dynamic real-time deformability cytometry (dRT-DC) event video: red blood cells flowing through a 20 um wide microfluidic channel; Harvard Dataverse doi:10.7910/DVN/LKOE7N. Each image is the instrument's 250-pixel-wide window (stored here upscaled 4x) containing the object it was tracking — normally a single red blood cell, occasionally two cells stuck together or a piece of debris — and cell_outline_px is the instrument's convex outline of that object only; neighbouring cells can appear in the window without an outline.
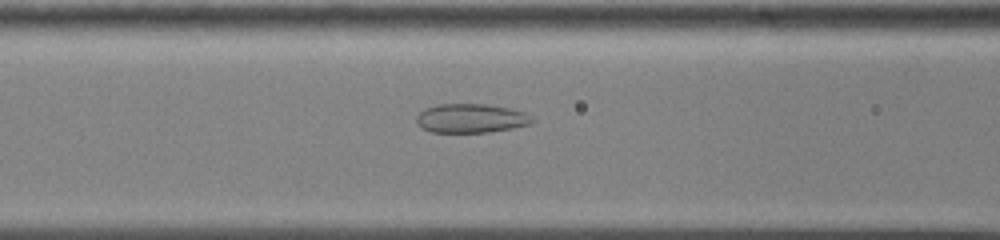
{"species": "common noctule bat (a hibernating species)", "species_latin": "Nyctalus noctula", "temperature_condition": "cold", "stored_images_in_passage": 43, "camera_frame_rate_fps": 3000, "um_per_image_px": 0.085, "animal": {"sex": "male", "body_mass_g": 13.0, "forearm_length_mm": 53.1}, "frame": {"image": 1, "passage_image": 10, "time_ms": 3.0, "image_size_px": [1000, 240], "cell_outline_px": [[536, 120], [532, 124], [512, 128], [488, 132], [432, 132], [420, 128], [416, 124], [416, 116], [424, 108], [436, 104], [488, 104], [508, 108], [524, 112], [532, 116]], "centroid_in_image_um": [40.02, 10.05], "position_along_channel_um": 126.6, "area_um2": 19.83}}
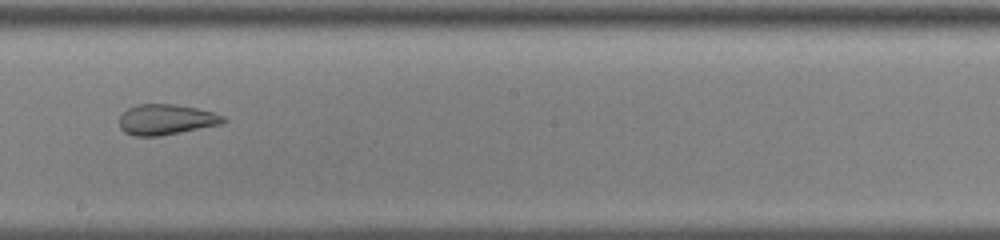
{"frame": {"image": 2, "passage_image": 19, "time_ms": 6.0, "image_size_px": [1000, 240], "cell_outline_px": [[228, 120], [220, 124], [160, 136], [132, 136], [124, 132], [120, 128], [120, 116], [128, 108], [136, 104], [172, 104], [196, 108], [212, 112], [224, 116]], "centroid_in_image_um": [14.09, 10.16], "position_along_channel_um": 234.1, "area_um2": 18.38}}
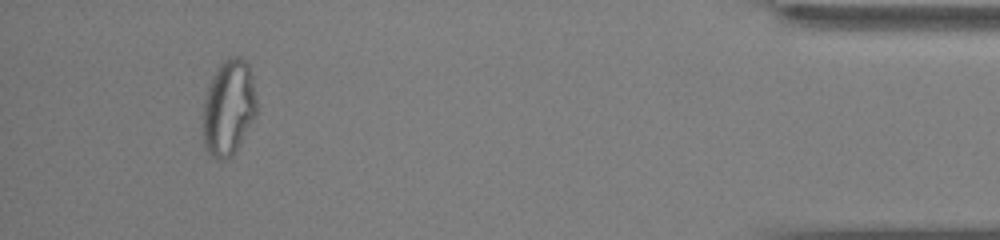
{"frame": {"image": 3, "passage_image": 39, "time_ms": 12.667, "image_size_px": [1000, 240], "cell_outline_px": [[256, 116], [232, 156], [224, 160], [216, 160], [208, 152], [204, 144], [204, 100], [212, 76], [220, 64], [228, 56], [240, 56], [248, 64], [256, 96]], "centroid_in_image_um": [19.44, 9.15], "position_along_channel_um": 415.8, "area_um2": 29.71}, "authors_computed_cell_mechanics": {"area_um2": 22.6576, "velocity_mm_per_s": 3.5849, "shape_relaxation_time_tau1_ms": null, "shape_relaxation_time_tau2_ms": 1.255, "deformation_change_tau1": null, "deformation_change_tau2": 0.0628}}